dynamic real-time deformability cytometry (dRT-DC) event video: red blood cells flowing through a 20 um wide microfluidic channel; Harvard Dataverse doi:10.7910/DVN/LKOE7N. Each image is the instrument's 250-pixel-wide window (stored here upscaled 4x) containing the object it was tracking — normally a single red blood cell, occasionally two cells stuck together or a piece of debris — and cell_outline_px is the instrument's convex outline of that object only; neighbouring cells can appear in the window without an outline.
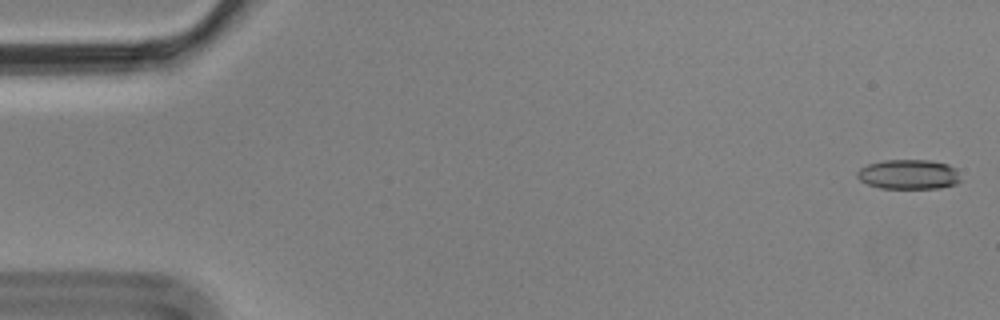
{"species": "Egyptian fruit bat (a non-hibernating species)", "species_latin": "Rousettus aegyptiacus", "temperature_condition": "cold", "stored_images_in_passage": 5, "camera_frame_rate_fps": 3000, "um_per_image_px": 0.085, "animal": {"sex": "male"}, "frame": {"image": 1, "passage_image": 1, "time_ms": 0.0, "image_size_px": [1000, 320], "cell_outline_px": [[960, 180], [956, 184], [940, 188], [880, 188], [868, 184], [860, 180], [856, 176], [856, 172], [860, 168], [868, 164], [884, 160], [928, 160], [948, 164], [956, 168]], "centroid_in_image_um": [77.23, 14.82], "position_along_channel_um": 7.8, "area_um2": 17.92}}
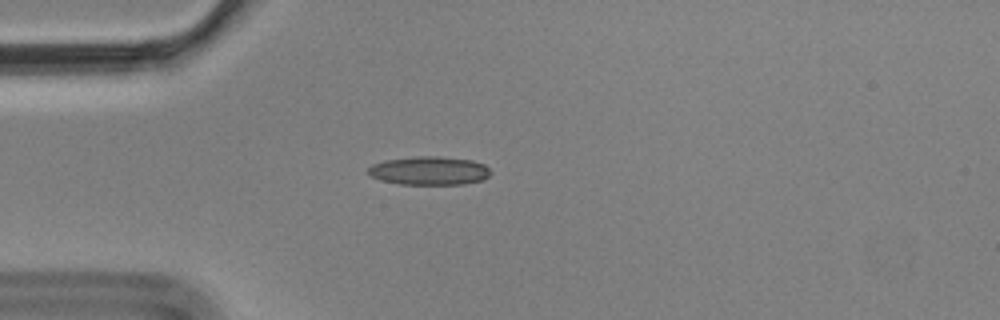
{"frame": {"image": 2, "passage_image": 5, "time_ms": 1.333, "image_size_px": [1000, 320], "cell_outline_px": [[492, 172], [484, 180], [464, 184], [400, 184], [380, 180], [372, 176], [368, 172], [368, 168], [372, 164], [384, 160], [416, 156], [440, 156], [472, 160], [484, 164]], "centroid_in_image_um": [36.5, 14.5], "position_along_channel_um": 48.5, "area_um2": 20.46}}